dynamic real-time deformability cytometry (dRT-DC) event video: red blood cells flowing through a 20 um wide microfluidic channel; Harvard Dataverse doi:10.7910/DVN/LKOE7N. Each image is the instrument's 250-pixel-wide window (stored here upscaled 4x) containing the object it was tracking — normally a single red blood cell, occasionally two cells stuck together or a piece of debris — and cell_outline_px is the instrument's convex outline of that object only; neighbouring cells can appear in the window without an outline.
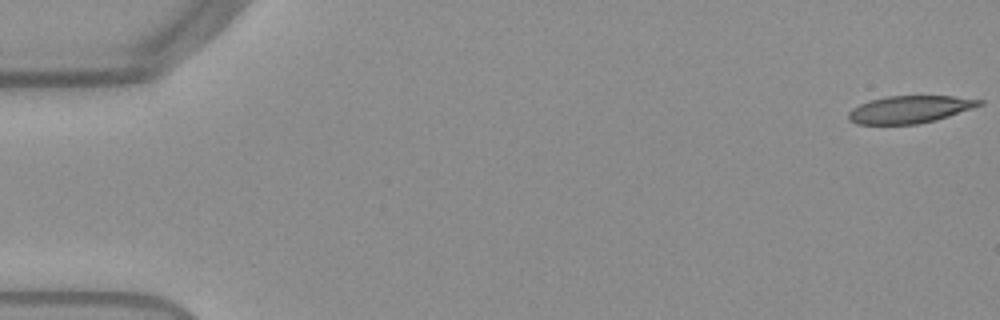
{"species": "Egyptian fruit bat (a non-hibernating species)", "species_latin": "Rousettus aegyptiacus", "temperature_condition": "warm", "stored_images_in_passage": 53, "camera_frame_rate_fps": 3000, "um_per_image_px": 0.085, "frame": {"image": 1, "passage_image": 1, "time_ms": 0.0, "image_size_px": [1000, 320], "cell_outline_px": [[984, 104], [936, 120], [920, 124], [856, 124], [848, 120], [848, 112], [852, 108], [868, 100], [888, 96], [952, 96], [984, 100]], "centroid_in_image_um": [77.31, 9.3], "position_along_channel_um": 7.7, "area_um2": 20.92}}
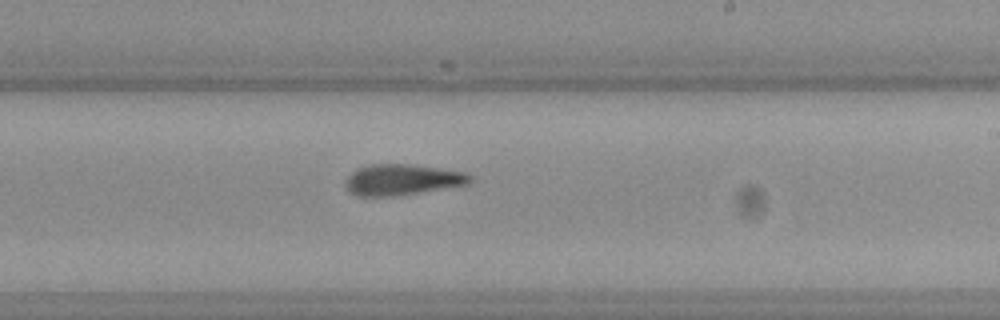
{"frame": {"image": 2, "passage_image": 32, "time_ms": 10.333, "image_size_px": [1000, 320], "cell_outline_px": [[472, 180], [468, 184], [396, 196], [356, 196], [344, 184], [348, 176], [352, 172], [368, 164], [408, 164], [464, 172], [472, 176]], "centroid_in_image_um": [34.17, 15.28], "position_along_channel_um": 254.8, "area_um2": 22.14}}
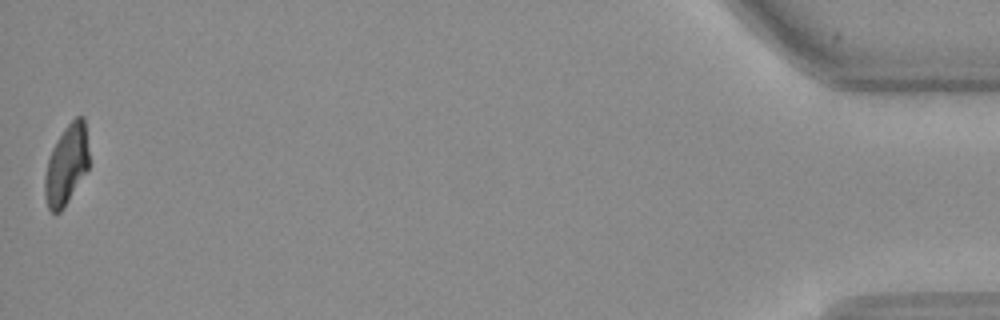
{"frame": {"image": 3, "passage_image": 53, "time_ms": 17.333, "image_size_px": [1000, 320], "cell_outline_px": [[88, 168], [64, 208], [60, 212], [52, 212], [48, 208], [44, 196], [44, 176], [48, 160], [52, 148], [64, 128], [76, 116], [84, 116], [88, 152]], "centroid_in_image_um": [5.63, 14.02], "position_along_channel_um": 429.6, "area_um2": 20.4}, "authors_computed_cell_mechanics": {"area_um2": 22.7732, "velocity_mm_per_s": 3.8442, "shape_relaxation_time_tau1_ms": null, "shape_relaxation_time_tau2_ms": 3.4658, "deformation_change_tau1": null, "deformation_change_tau2": 0.1384}}